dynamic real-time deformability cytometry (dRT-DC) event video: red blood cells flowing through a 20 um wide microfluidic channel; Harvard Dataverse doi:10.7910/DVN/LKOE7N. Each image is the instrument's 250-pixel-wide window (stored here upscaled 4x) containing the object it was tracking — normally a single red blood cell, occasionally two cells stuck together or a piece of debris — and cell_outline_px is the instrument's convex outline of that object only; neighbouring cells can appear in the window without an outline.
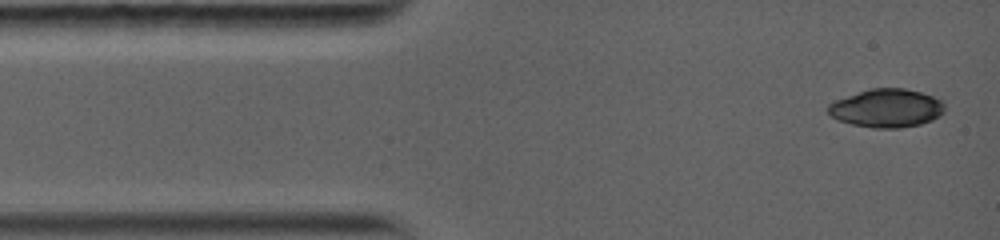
{"species": "common noctule bat (a hibernating species)", "species_latin": "Nyctalus noctula", "temperature_condition": "warm", "stored_images_in_passage": 3, "camera_frame_rate_fps": 5000, "um_per_image_px": 0.085, "animal": {"sex": "female", "body_mass_g": 19.0, "forearm_length_mm": 56.7}, "frame": {"image": 1, "passage_image": 1, "time_ms": 0.0, "image_size_px": [1000, 240], "cell_outline_px": [[944, 112], [940, 116], [932, 120], [920, 124], [900, 128], [872, 128], [852, 124], [836, 120], [828, 112], [828, 104], [836, 100], [868, 88], [904, 88], [920, 92], [944, 100]], "centroid_in_image_um": [75.37, 9.19], "position_along_channel_um": 9.6, "area_um2": 26.24}}